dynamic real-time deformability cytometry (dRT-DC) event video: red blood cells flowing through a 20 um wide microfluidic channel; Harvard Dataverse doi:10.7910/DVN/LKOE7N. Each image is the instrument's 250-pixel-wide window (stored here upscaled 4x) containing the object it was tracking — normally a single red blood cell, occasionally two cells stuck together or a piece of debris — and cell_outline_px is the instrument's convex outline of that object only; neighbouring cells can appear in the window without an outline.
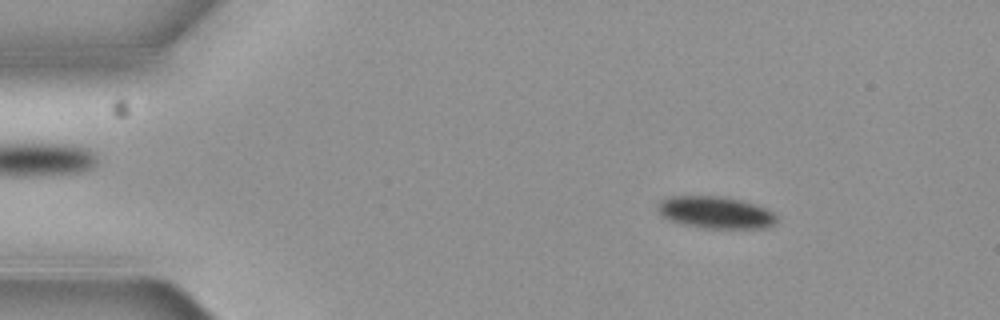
{"species": "common noctule bat (a hibernating species)", "species_latin": "Nyctalus noctula", "temperature_condition": "cold", "stored_images_in_passage": 4, "camera_frame_rate_fps": 3000, "um_per_image_px": 0.085, "animal": {"sex": "female", "body_mass_g": 19.3, "forearm_length_mm": 54.1}, "frame": {"image": 1, "passage_image": 2, "time_ms": 0.333, "image_size_px": [1000, 320], "cell_outline_px": [[776, 224], [764, 228], [704, 228], [684, 224], [668, 220], [660, 216], [656, 208], [656, 204], [660, 200], [668, 196], [720, 196], [740, 200], [756, 204], [772, 212], [776, 216]], "centroid_in_image_um": [60.76, 18.05], "position_along_channel_um": 24.2, "area_um2": 22.37}}